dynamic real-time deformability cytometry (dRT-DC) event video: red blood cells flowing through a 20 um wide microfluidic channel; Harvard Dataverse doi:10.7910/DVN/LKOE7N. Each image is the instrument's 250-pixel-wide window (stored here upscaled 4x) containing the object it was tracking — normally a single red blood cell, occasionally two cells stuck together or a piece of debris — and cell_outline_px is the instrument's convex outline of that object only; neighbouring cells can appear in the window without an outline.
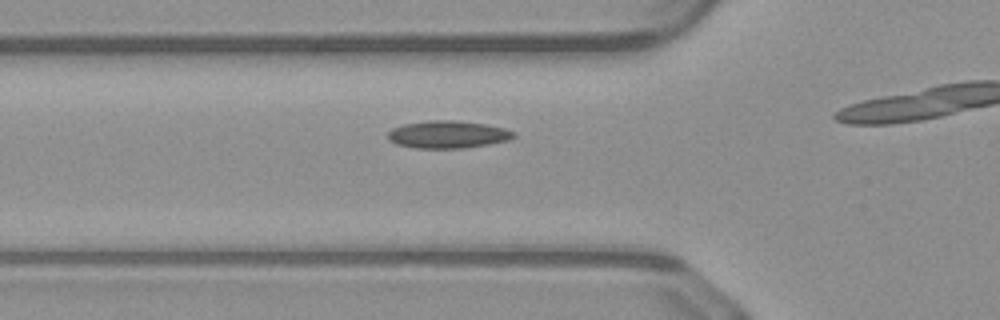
{"species": "common noctule bat (a hibernating species)", "species_latin": "Nyctalus noctula", "temperature_condition": "warm", "stored_images_in_passage": 11, "camera_frame_rate_fps": 3000, "um_per_image_px": 0.085, "animal": {"sex": "male", "body_mass_g": 23.1, "forearm_length_mm": 52.7}, "frame": {"image": 1, "passage_image": 7, "time_ms": 2.0, "image_size_px": [1000, 320], "cell_outline_px": [[516, 136], [508, 140], [488, 144], [464, 148], [416, 148], [396, 144], [388, 140], [388, 132], [392, 128], [404, 124], [428, 120], [452, 120], [484, 124], [504, 128], [516, 132]], "centroid_in_image_um": [38.05, 11.43], "position_along_channel_um": 87.8, "area_um2": 20.11}}
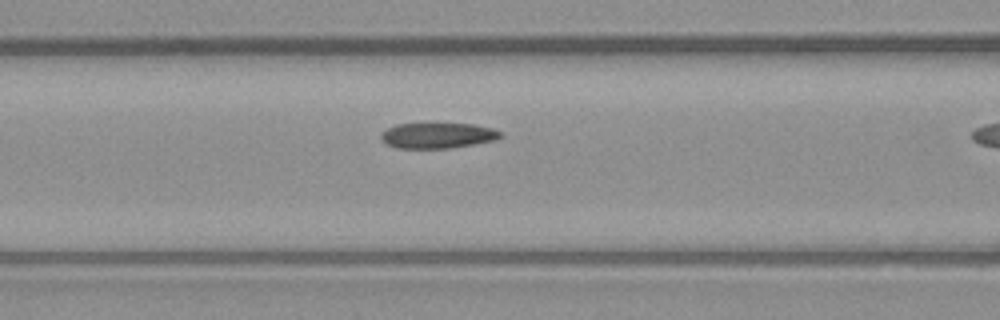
{"frame": {"image": 2, "passage_image": 10, "time_ms": 3.0, "image_size_px": [1000, 320], "cell_outline_px": [[504, 136], [496, 140], [452, 148], [396, 148], [384, 144], [380, 140], [380, 132], [396, 124], [472, 124], [492, 128], [500, 132]], "centroid_in_image_um": [37.16, 11.53], "position_along_channel_um": 129.4, "area_um2": 17.92}}